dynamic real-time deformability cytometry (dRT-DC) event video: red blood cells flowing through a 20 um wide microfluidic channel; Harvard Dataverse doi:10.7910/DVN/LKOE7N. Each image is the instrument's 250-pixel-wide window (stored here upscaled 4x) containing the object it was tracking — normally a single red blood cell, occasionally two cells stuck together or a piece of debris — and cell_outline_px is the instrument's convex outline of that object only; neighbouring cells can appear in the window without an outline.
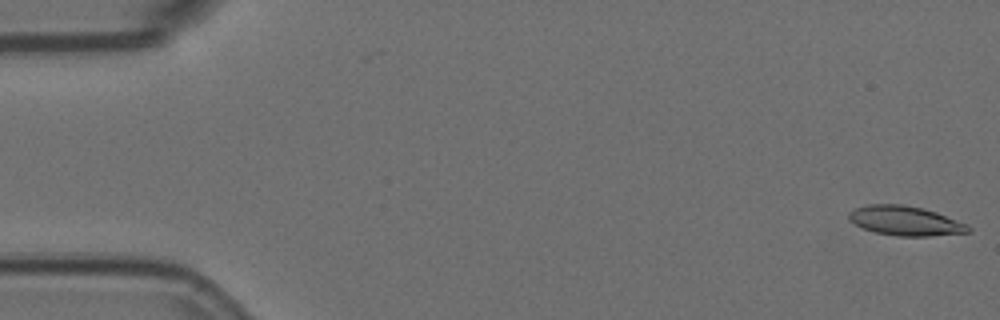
{"species": "Egyptian fruit bat (a non-hibernating species)", "species_latin": "Rousettus aegyptiacus", "temperature_condition": "room temperature", "stored_images_in_passage": 56, "camera_frame_rate_fps": 3000, "um_per_image_px": 0.085, "animal": {"sex": "female"}, "frame": {"image": 1, "passage_image": 1, "time_ms": 0.0, "image_size_px": [1000, 320], "cell_outline_px": [[972, 232], [928, 236], [900, 236], [876, 232], [864, 228], [848, 220], [848, 212], [856, 208], [868, 204], [904, 204], [936, 212], [968, 224], [972, 228]], "centroid_in_image_um": [76.97, 18.76], "position_along_channel_um": 8.0, "area_um2": 20.46}}
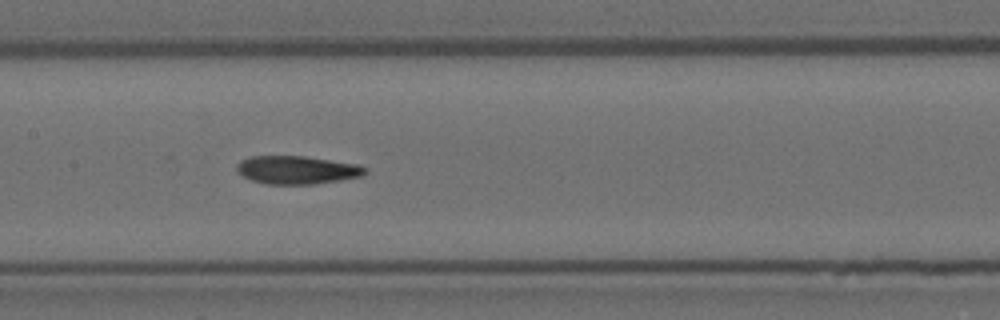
{"frame": {"image": 2, "passage_image": 27, "time_ms": 8.667, "image_size_px": [1000, 320], "cell_outline_px": [[368, 172], [364, 176], [316, 184], [268, 184], [252, 180], [236, 172], [236, 164], [240, 160], [248, 156], [304, 156], [356, 164], [368, 168]], "centroid_in_image_um": [25.24, 14.44], "position_along_channel_um": 182.2, "area_um2": 21.21}}
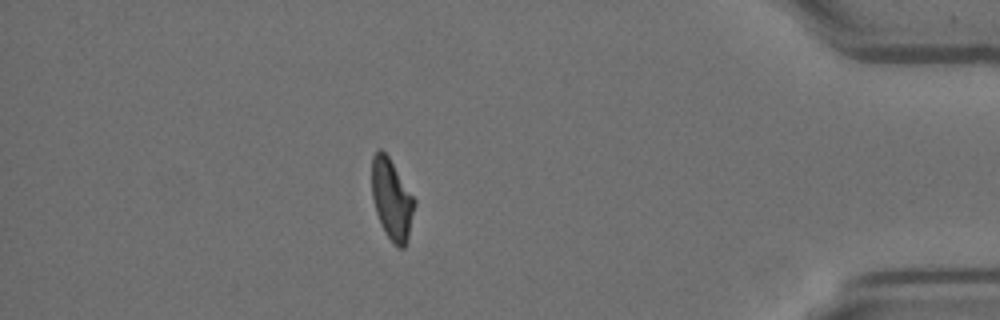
{"frame": {"image": 3, "passage_image": 49, "time_ms": 16.0, "image_size_px": [1000, 320], "cell_outline_px": [[416, 204], [408, 236], [404, 248], [396, 248], [392, 244], [384, 232], [376, 212], [372, 196], [372, 156], [380, 148], [388, 156], [416, 200]], "centroid_in_image_um": [33.3, 16.98], "position_along_channel_um": 401.9, "area_um2": 20.06}, "authors_computed_cell_mechanics": {"area_um2": 20.7502, "velocity_mm_per_s": 3.6005, "shape_relaxation_time_tau1_ms": null, "shape_relaxation_time_tau2_ms": 5.1083, "deformation_change_tau1": null, "deformation_change_tau2": 0.1488}}